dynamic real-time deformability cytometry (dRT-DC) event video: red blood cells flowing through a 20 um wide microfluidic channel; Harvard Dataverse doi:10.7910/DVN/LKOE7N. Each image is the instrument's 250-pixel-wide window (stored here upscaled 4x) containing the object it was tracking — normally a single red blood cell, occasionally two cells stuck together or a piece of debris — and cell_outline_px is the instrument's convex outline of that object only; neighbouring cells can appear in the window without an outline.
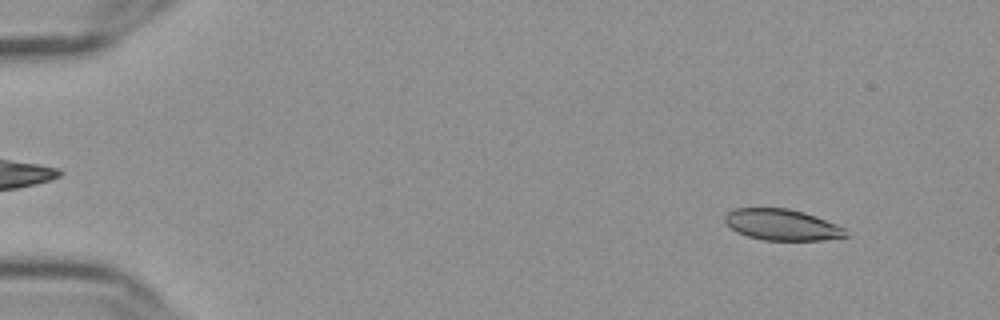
{"species": "Egyptian fruit bat (a non-hibernating species)", "species_latin": "Rousettus aegyptiacus", "temperature_condition": "cold", "stored_images_in_passage": 56, "camera_frame_rate_fps": 3000, "um_per_image_px": 0.085, "frame": {"image": 1, "passage_image": 5, "time_ms": 1.333, "image_size_px": [1000, 320], "cell_outline_px": [[848, 236], [820, 240], [764, 240], [748, 236], [736, 232], [724, 220], [724, 216], [728, 212], [736, 208], [788, 208], [804, 212], [816, 216], [844, 228]], "centroid_in_image_um": [66.45, 19.1], "position_along_channel_um": 18.6, "area_um2": 21.73}}
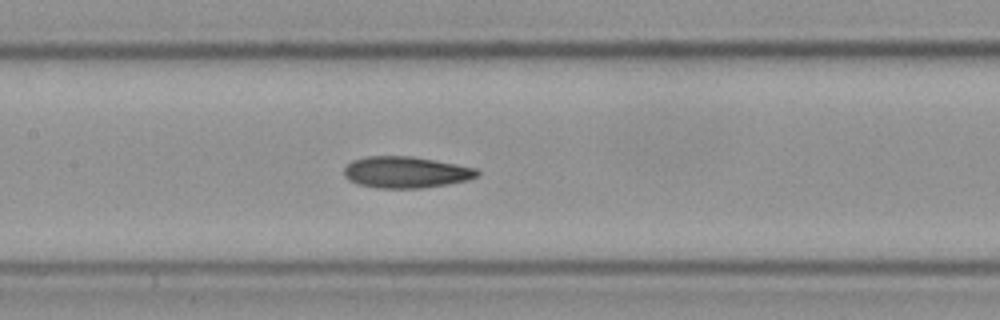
{"frame": {"image": 2, "passage_image": 27, "time_ms": 8.667, "image_size_px": [1000, 320], "cell_outline_px": [[480, 176], [468, 180], [448, 184], [420, 188], [376, 188], [356, 184], [348, 180], [344, 176], [344, 168], [352, 160], [368, 156], [412, 156], [456, 164], [476, 168], [480, 172]], "centroid_in_image_um": [34.49, 14.64], "position_along_channel_um": 172.9, "area_um2": 24.57}}
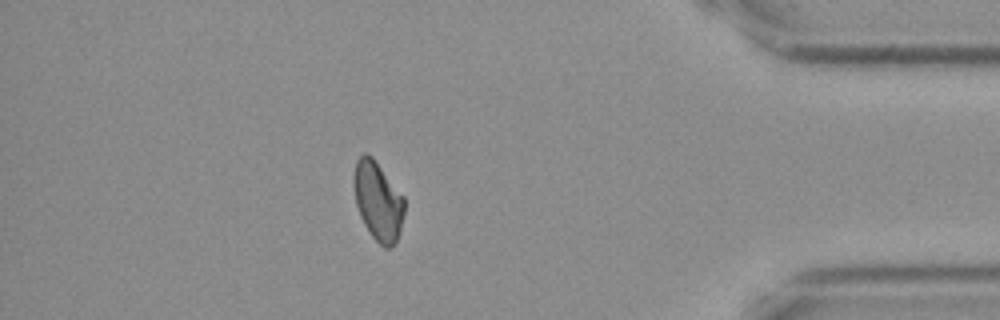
{"frame": {"image": 3, "passage_image": 49, "time_ms": 16.0, "image_size_px": [1000, 320], "cell_outline_px": [[404, 212], [400, 232], [396, 244], [392, 248], [384, 248], [372, 236], [364, 224], [360, 216], [356, 204], [352, 184], [352, 176], [356, 160], [364, 152], [368, 152], [372, 156], [404, 196]], "centroid_in_image_um": [32.11, 17.07], "position_along_channel_um": 403.1, "area_um2": 23.64}, "authors_computed_cell_mechanics": {"area_um2": 23.7847, "velocity_mm_per_s": 3.634, "shape_relaxation_time_tau1_ms": 7.8904, "shape_relaxation_time_tau2_ms": 4.055, "deformation_change_tau1": 0.1739, "deformation_change_tau2": 0.0972}}